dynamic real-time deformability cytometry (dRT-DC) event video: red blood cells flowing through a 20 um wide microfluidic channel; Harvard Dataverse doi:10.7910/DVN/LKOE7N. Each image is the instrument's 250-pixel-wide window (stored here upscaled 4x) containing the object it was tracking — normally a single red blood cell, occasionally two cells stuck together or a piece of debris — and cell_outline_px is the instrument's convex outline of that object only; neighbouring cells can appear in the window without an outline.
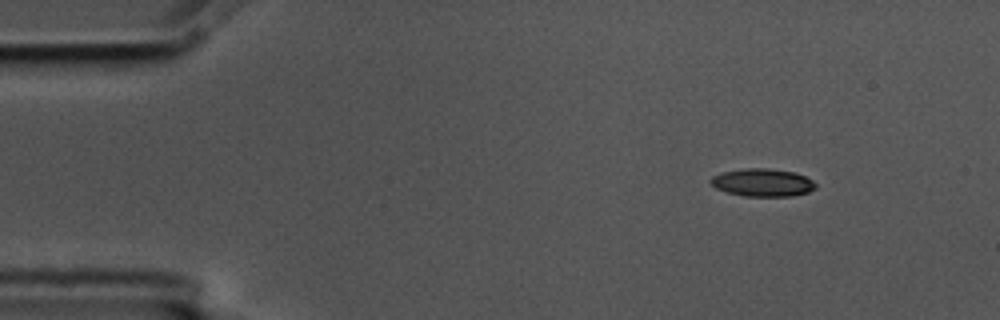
{"species": "common noctule bat (a hibernating species)", "species_latin": "Nyctalus noctula", "temperature_condition": "cold", "stored_images_in_passage": 50, "camera_frame_rate_fps": 3000, "um_per_image_px": 0.085, "animal": {"sex": "male", "body_mass_g": 17.5, "forearm_length_mm": 52.3}, "frame": {"image": 1, "passage_image": 1, "time_ms": 0.0, "image_size_px": [1000, 320], "cell_outline_px": [[816, 188], [808, 192], [792, 196], [744, 196], [728, 192], [716, 188], [708, 180], [712, 176], [720, 172], [744, 168], [768, 168], [796, 172], [812, 180], [816, 184]], "centroid_in_image_um": [64.81, 15.5], "position_along_channel_um": 20.2, "area_um2": 17.11}}
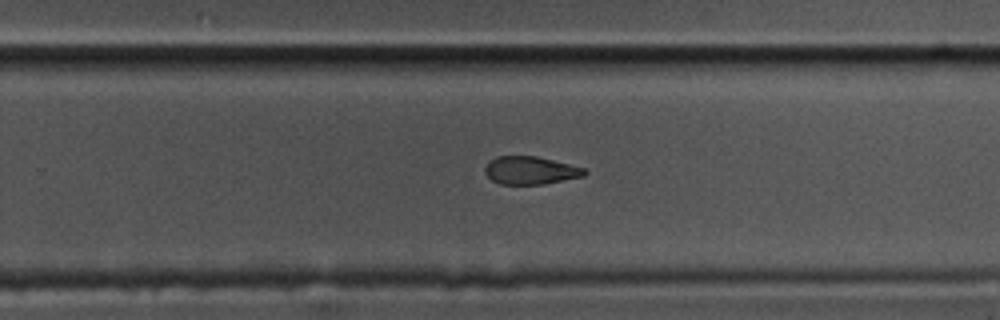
{"frame": {"image": 2, "passage_image": 30, "time_ms": 9.667, "image_size_px": [1000, 320], "cell_outline_px": [[588, 172], [584, 176], [544, 184], [500, 184], [492, 180], [484, 172], [484, 168], [488, 160], [496, 156], [536, 156], [584, 168]], "centroid_in_image_um": [45.05, 14.48], "position_along_channel_um": 284.8, "area_um2": 16.18}}
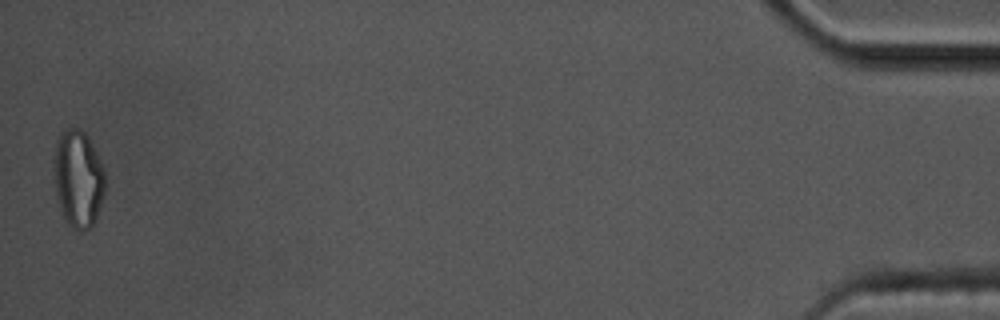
{"frame": {"image": 3, "passage_image": 50, "time_ms": 16.333, "image_size_px": [1000, 320], "cell_outline_px": [[104, 192], [96, 220], [92, 228], [84, 232], [80, 232], [72, 228], [64, 220], [56, 196], [52, 164], [56, 140], [60, 132], [68, 128], [80, 128], [84, 132], [96, 152], [104, 168]], "centroid_in_image_um": [6.61, 15.22], "position_along_channel_um": 428.6, "area_um2": 29.59}, "authors_computed_cell_mechanics": {"area_um2": 17.9758, "velocity_mm_per_s": 3.5777, "shape_relaxation_time_tau1_ms": null, "shape_relaxation_time_tau2_ms": 4.0827, "deformation_change_tau1": null, "deformation_change_tau2": 0.1186}}